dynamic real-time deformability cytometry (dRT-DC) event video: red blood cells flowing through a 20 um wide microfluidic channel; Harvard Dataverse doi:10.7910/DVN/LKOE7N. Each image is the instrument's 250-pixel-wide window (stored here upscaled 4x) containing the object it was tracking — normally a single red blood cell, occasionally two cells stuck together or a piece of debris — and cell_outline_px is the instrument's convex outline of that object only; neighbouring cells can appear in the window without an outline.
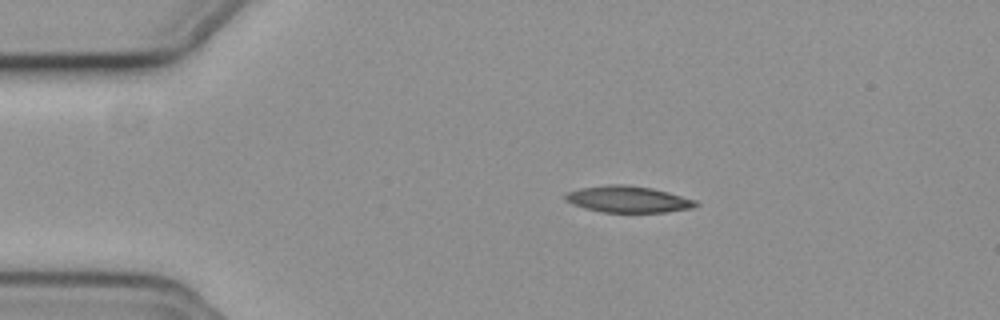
{"species": "common noctule bat (a hibernating species)", "species_latin": "Nyctalus noctula", "temperature_condition": "cold", "stored_images_in_passage": 46, "camera_frame_rate_fps": 3000, "um_per_image_px": 0.085, "animal": {"sex": "female", "body_mass_g": 19.3, "forearm_length_mm": 54.1}, "frame": {"image": 1, "passage_image": 1, "time_ms": 0.0, "image_size_px": [1000, 320], "cell_outline_px": [[700, 204], [692, 208], [668, 212], [604, 212], [584, 208], [572, 204], [564, 200], [564, 196], [568, 192], [580, 188], [608, 184], [624, 184], [652, 188], [668, 192], [696, 200]], "centroid_in_image_um": [53.38, 16.93], "position_along_channel_um": 31.6, "area_um2": 20.17}}
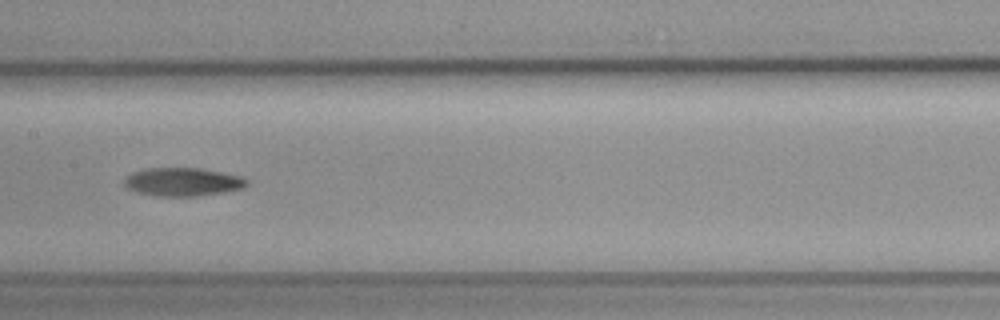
{"frame": {"image": 2, "passage_image": 18, "time_ms": 5.667, "image_size_px": [1000, 320], "cell_outline_px": [[248, 184], [244, 188], [224, 192], [196, 196], [156, 196], [136, 192], [128, 188], [124, 184], [124, 180], [132, 172], [144, 168], [200, 168], [240, 176], [248, 180]], "centroid_in_image_um": [15.53, 15.46], "position_along_channel_um": 191.9, "area_um2": 20.23}}
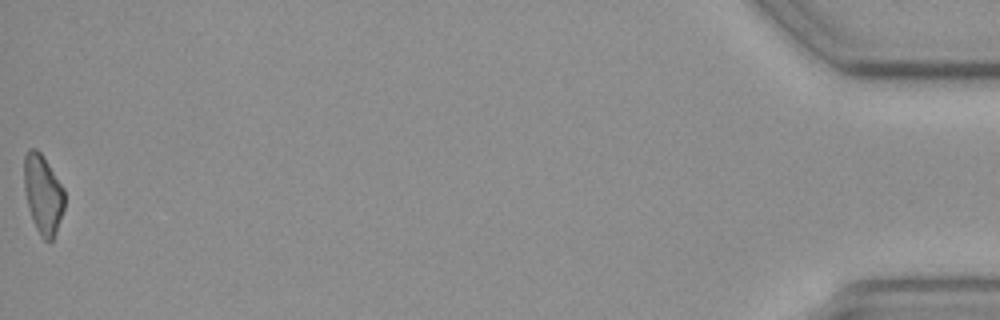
{"frame": {"image": 3, "passage_image": 46, "time_ms": 15.0, "image_size_px": [1000, 320], "cell_outline_px": [[64, 208], [56, 232], [52, 240], [44, 240], [40, 236], [32, 220], [24, 188], [24, 156], [28, 148], [36, 148], [40, 152], [64, 188]], "centroid_in_image_um": [3.65, 16.49], "position_along_channel_um": 431.6, "area_um2": 18.5}}